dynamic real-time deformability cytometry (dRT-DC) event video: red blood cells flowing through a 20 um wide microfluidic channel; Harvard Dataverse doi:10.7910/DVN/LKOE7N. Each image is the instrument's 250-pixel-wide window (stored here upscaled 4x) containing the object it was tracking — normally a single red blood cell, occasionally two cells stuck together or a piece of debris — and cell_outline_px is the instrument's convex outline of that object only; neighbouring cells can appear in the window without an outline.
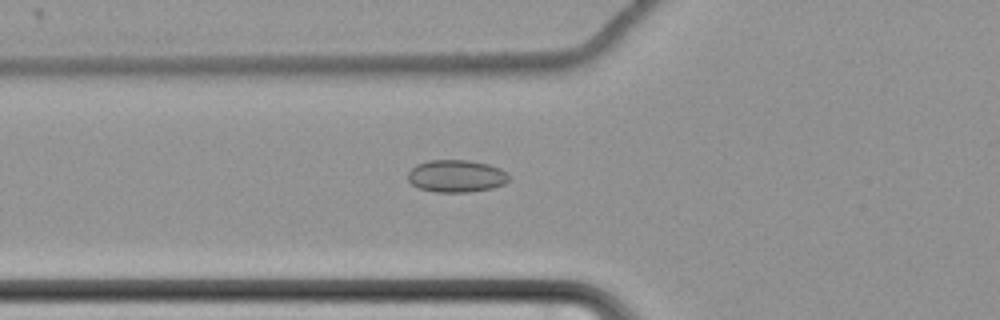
{"species": "common noctule bat (a hibernating species)", "species_latin": "Nyctalus noctula", "temperature_condition": "cold", "stored_images_in_passage": 60, "camera_frame_rate_fps": 3000, "um_per_image_px": 0.085, "animal": {"sex": "female", "body_mass_g": 22.7, "forearm_length_mm": 54.2}, "frame": {"image": 1, "passage_image": 26, "time_ms": 8.333, "image_size_px": [1000, 320], "cell_outline_px": [[508, 180], [504, 184], [492, 188], [468, 192], [436, 192], [420, 188], [412, 184], [408, 180], [408, 172], [416, 164], [428, 160], [468, 160], [488, 164], [500, 168], [508, 176]], "centroid_in_image_um": [38.76, 14.96], "position_along_channel_um": 87.0, "area_um2": 18.96}}
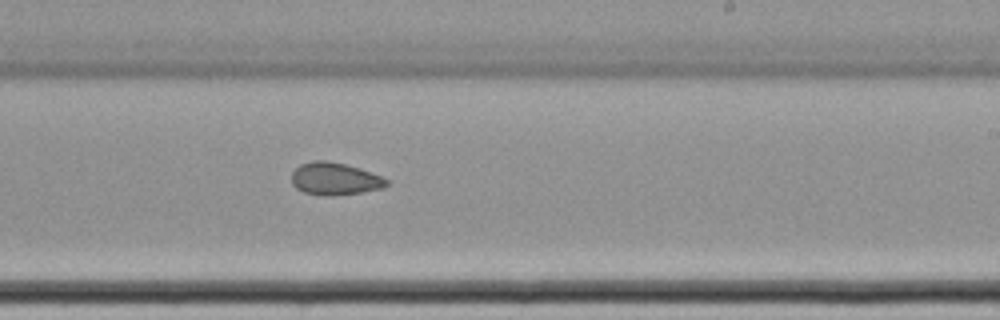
{"frame": {"image": 2, "passage_image": 41, "time_ms": 13.333, "image_size_px": [1000, 320], "cell_outline_px": [[388, 184], [384, 188], [360, 192], [332, 196], [324, 196], [304, 192], [296, 188], [292, 184], [292, 172], [300, 164], [312, 160], [328, 160], [360, 168], [384, 176], [388, 180]], "centroid_in_image_um": [28.47, 15.19], "position_along_channel_um": 260.5, "area_um2": 18.15}}
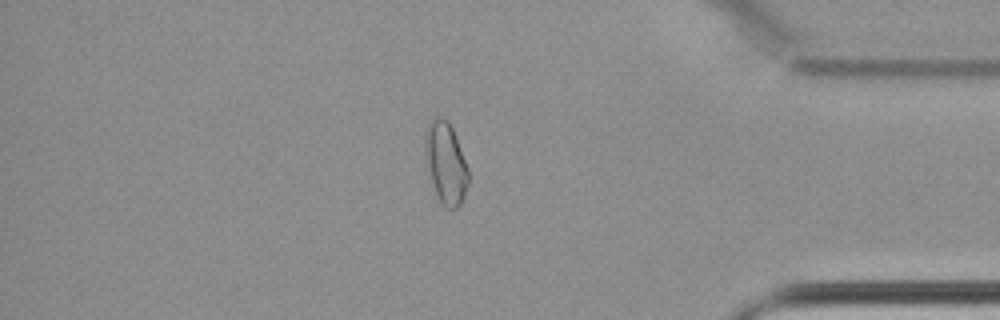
{"frame": {"image": 3, "passage_image": 55, "time_ms": 18.0, "image_size_px": [1000, 320], "cell_outline_px": [[468, 184], [464, 196], [460, 204], [456, 208], [444, 208], [436, 192], [432, 180], [428, 164], [424, 140], [424, 128], [436, 116], [440, 116], [448, 120], [452, 128], [468, 168]], "centroid_in_image_um": [37.89, 13.81], "position_along_channel_um": 397.3, "area_um2": 20.11}}